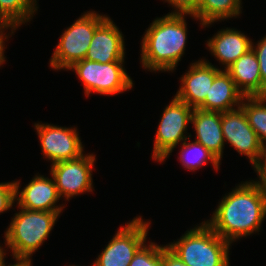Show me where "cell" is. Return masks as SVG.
<instances>
[{
	"label": "cell",
	"instance_id": "cell-1",
	"mask_svg": "<svg viewBox=\"0 0 266 266\" xmlns=\"http://www.w3.org/2000/svg\"><path fill=\"white\" fill-rule=\"evenodd\" d=\"M265 216L264 187L246 181L223 197L205 223L221 238L232 243L260 231Z\"/></svg>",
	"mask_w": 266,
	"mask_h": 266
},
{
	"label": "cell",
	"instance_id": "cell-2",
	"mask_svg": "<svg viewBox=\"0 0 266 266\" xmlns=\"http://www.w3.org/2000/svg\"><path fill=\"white\" fill-rule=\"evenodd\" d=\"M185 15L169 13L156 18L146 30L141 46L142 67L153 71H173L184 54L187 40Z\"/></svg>",
	"mask_w": 266,
	"mask_h": 266
},
{
	"label": "cell",
	"instance_id": "cell-3",
	"mask_svg": "<svg viewBox=\"0 0 266 266\" xmlns=\"http://www.w3.org/2000/svg\"><path fill=\"white\" fill-rule=\"evenodd\" d=\"M5 232V246L13 258H28L49 236L61 211H37L20 208Z\"/></svg>",
	"mask_w": 266,
	"mask_h": 266
},
{
	"label": "cell",
	"instance_id": "cell-4",
	"mask_svg": "<svg viewBox=\"0 0 266 266\" xmlns=\"http://www.w3.org/2000/svg\"><path fill=\"white\" fill-rule=\"evenodd\" d=\"M186 231L167 247L188 266H229L231 243L216 234L205 222Z\"/></svg>",
	"mask_w": 266,
	"mask_h": 266
},
{
	"label": "cell",
	"instance_id": "cell-5",
	"mask_svg": "<svg viewBox=\"0 0 266 266\" xmlns=\"http://www.w3.org/2000/svg\"><path fill=\"white\" fill-rule=\"evenodd\" d=\"M106 18L95 11L85 12L62 33L50 66L55 70H68L75 62L85 59L96 28Z\"/></svg>",
	"mask_w": 266,
	"mask_h": 266
},
{
	"label": "cell",
	"instance_id": "cell-6",
	"mask_svg": "<svg viewBox=\"0 0 266 266\" xmlns=\"http://www.w3.org/2000/svg\"><path fill=\"white\" fill-rule=\"evenodd\" d=\"M124 61L106 64L83 59L75 62L68 70H75L82 80L87 95L98 93L100 95H116L133 88V80L126 73Z\"/></svg>",
	"mask_w": 266,
	"mask_h": 266
},
{
	"label": "cell",
	"instance_id": "cell-7",
	"mask_svg": "<svg viewBox=\"0 0 266 266\" xmlns=\"http://www.w3.org/2000/svg\"><path fill=\"white\" fill-rule=\"evenodd\" d=\"M194 109L176 96L166 106L159 122L154 140L152 158L157 162L165 161L170 153L181 141L187 140L185 136L187 124L191 123Z\"/></svg>",
	"mask_w": 266,
	"mask_h": 266
},
{
	"label": "cell",
	"instance_id": "cell-8",
	"mask_svg": "<svg viewBox=\"0 0 266 266\" xmlns=\"http://www.w3.org/2000/svg\"><path fill=\"white\" fill-rule=\"evenodd\" d=\"M150 222L139 216L121 226L93 266H129L137 251L146 242Z\"/></svg>",
	"mask_w": 266,
	"mask_h": 266
},
{
	"label": "cell",
	"instance_id": "cell-9",
	"mask_svg": "<svg viewBox=\"0 0 266 266\" xmlns=\"http://www.w3.org/2000/svg\"><path fill=\"white\" fill-rule=\"evenodd\" d=\"M95 155H80L75 159L51 164L53 177L60 197L67 200L80 193L92 192V168Z\"/></svg>",
	"mask_w": 266,
	"mask_h": 266
},
{
	"label": "cell",
	"instance_id": "cell-10",
	"mask_svg": "<svg viewBox=\"0 0 266 266\" xmlns=\"http://www.w3.org/2000/svg\"><path fill=\"white\" fill-rule=\"evenodd\" d=\"M43 155L52 164L75 159L83 154V145L75 128L59 127L51 124H34Z\"/></svg>",
	"mask_w": 266,
	"mask_h": 266
},
{
	"label": "cell",
	"instance_id": "cell-11",
	"mask_svg": "<svg viewBox=\"0 0 266 266\" xmlns=\"http://www.w3.org/2000/svg\"><path fill=\"white\" fill-rule=\"evenodd\" d=\"M221 126L224 141L227 140L239 154L246 155L253 165L258 160L261 142L249 125L243 108L240 106L221 113Z\"/></svg>",
	"mask_w": 266,
	"mask_h": 266
},
{
	"label": "cell",
	"instance_id": "cell-12",
	"mask_svg": "<svg viewBox=\"0 0 266 266\" xmlns=\"http://www.w3.org/2000/svg\"><path fill=\"white\" fill-rule=\"evenodd\" d=\"M221 71L205 60L192 63L187 73L181 77L182 86L175 96L193 109L198 108L206 96H209L214 78Z\"/></svg>",
	"mask_w": 266,
	"mask_h": 266
},
{
	"label": "cell",
	"instance_id": "cell-13",
	"mask_svg": "<svg viewBox=\"0 0 266 266\" xmlns=\"http://www.w3.org/2000/svg\"><path fill=\"white\" fill-rule=\"evenodd\" d=\"M124 37L110 17L95 30L85 59L102 64L124 61Z\"/></svg>",
	"mask_w": 266,
	"mask_h": 266
},
{
	"label": "cell",
	"instance_id": "cell-14",
	"mask_svg": "<svg viewBox=\"0 0 266 266\" xmlns=\"http://www.w3.org/2000/svg\"><path fill=\"white\" fill-rule=\"evenodd\" d=\"M14 184L18 208L37 211H62L64 208L55 206L62 197L58 193L53 177L49 179L43 175H36L21 192H19L20 182L15 181Z\"/></svg>",
	"mask_w": 266,
	"mask_h": 266
},
{
	"label": "cell",
	"instance_id": "cell-15",
	"mask_svg": "<svg viewBox=\"0 0 266 266\" xmlns=\"http://www.w3.org/2000/svg\"><path fill=\"white\" fill-rule=\"evenodd\" d=\"M191 123L197 137L195 141L208 149L220 162L225 143L221 126V112L195 108Z\"/></svg>",
	"mask_w": 266,
	"mask_h": 266
},
{
	"label": "cell",
	"instance_id": "cell-16",
	"mask_svg": "<svg viewBox=\"0 0 266 266\" xmlns=\"http://www.w3.org/2000/svg\"><path fill=\"white\" fill-rule=\"evenodd\" d=\"M209 51L225 65L226 70L240 56L252 49V41L241 31L236 29H221L207 41Z\"/></svg>",
	"mask_w": 266,
	"mask_h": 266
},
{
	"label": "cell",
	"instance_id": "cell-17",
	"mask_svg": "<svg viewBox=\"0 0 266 266\" xmlns=\"http://www.w3.org/2000/svg\"><path fill=\"white\" fill-rule=\"evenodd\" d=\"M244 95L237 89L234 80L222 70L215 78L209 90V96L198 109L226 112L240 107Z\"/></svg>",
	"mask_w": 266,
	"mask_h": 266
},
{
	"label": "cell",
	"instance_id": "cell-18",
	"mask_svg": "<svg viewBox=\"0 0 266 266\" xmlns=\"http://www.w3.org/2000/svg\"><path fill=\"white\" fill-rule=\"evenodd\" d=\"M244 96H262V81L258 58L250 49L225 70Z\"/></svg>",
	"mask_w": 266,
	"mask_h": 266
},
{
	"label": "cell",
	"instance_id": "cell-19",
	"mask_svg": "<svg viewBox=\"0 0 266 266\" xmlns=\"http://www.w3.org/2000/svg\"><path fill=\"white\" fill-rule=\"evenodd\" d=\"M241 0H201L199 8L192 14L202 26L239 16Z\"/></svg>",
	"mask_w": 266,
	"mask_h": 266
},
{
	"label": "cell",
	"instance_id": "cell-20",
	"mask_svg": "<svg viewBox=\"0 0 266 266\" xmlns=\"http://www.w3.org/2000/svg\"><path fill=\"white\" fill-rule=\"evenodd\" d=\"M241 107L260 142H266V96H244Z\"/></svg>",
	"mask_w": 266,
	"mask_h": 266
},
{
	"label": "cell",
	"instance_id": "cell-21",
	"mask_svg": "<svg viewBox=\"0 0 266 266\" xmlns=\"http://www.w3.org/2000/svg\"><path fill=\"white\" fill-rule=\"evenodd\" d=\"M182 142L180 160L184 168L191 170H196L203 165H206L209 160L213 167L218 171L220 162L218 159L202 144L194 142Z\"/></svg>",
	"mask_w": 266,
	"mask_h": 266
},
{
	"label": "cell",
	"instance_id": "cell-22",
	"mask_svg": "<svg viewBox=\"0 0 266 266\" xmlns=\"http://www.w3.org/2000/svg\"><path fill=\"white\" fill-rule=\"evenodd\" d=\"M36 0H0L1 15L15 28L29 22L37 11Z\"/></svg>",
	"mask_w": 266,
	"mask_h": 266
},
{
	"label": "cell",
	"instance_id": "cell-23",
	"mask_svg": "<svg viewBox=\"0 0 266 266\" xmlns=\"http://www.w3.org/2000/svg\"><path fill=\"white\" fill-rule=\"evenodd\" d=\"M129 266H162V246L151 242L144 244L135 254Z\"/></svg>",
	"mask_w": 266,
	"mask_h": 266
},
{
	"label": "cell",
	"instance_id": "cell-24",
	"mask_svg": "<svg viewBox=\"0 0 266 266\" xmlns=\"http://www.w3.org/2000/svg\"><path fill=\"white\" fill-rule=\"evenodd\" d=\"M256 45L257 46L254 47L252 42V49L255 52L259 62L262 81V96H266V36L258 41Z\"/></svg>",
	"mask_w": 266,
	"mask_h": 266
},
{
	"label": "cell",
	"instance_id": "cell-25",
	"mask_svg": "<svg viewBox=\"0 0 266 266\" xmlns=\"http://www.w3.org/2000/svg\"><path fill=\"white\" fill-rule=\"evenodd\" d=\"M14 182L0 183V213L9 210L15 203Z\"/></svg>",
	"mask_w": 266,
	"mask_h": 266
},
{
	"label": "cell",
	"instance_id": "cell-26",
	"mask_svg": "<svg viewBox=\"0 0 266 266\" xmlns=\"http://www.w3.org/2000/svg\"><path fill=\"white\" fill-rule=\"evenodd\" d=\"M172 7H175L171 13L193 14L200 6L201 0H165Z\"/></svg>",
	"mask_w": 266,
	"mask_h": 266
},
{
	"label": "cell",
	"instance_id": "cell-27",
	"mask_svg": "<svg viewBox=\"0 0 266 266\" xmlns=\"http://www.w3.org/2000/svg\"><path fill=\"white\" fill-rule=\"evenodd\" d=\"M259 176V184L266 188V142L261 143L258 160L252 165Z\"/></svg>",
	"mask_w": 266,
	"mask_h": 266
},
{
	"label": "cell",
	"instance_id": "cell-28",
	"mask_svg": "<svg viewBox=\"0 0 266 266\" xmlns=\"http://www.w3.org/2000/svg\"><path fill=\"white\" fill-rule=\"evenodd\" d=\"M162 266H188L167 245L162 246Z\"/></svg>",
	"mask_w": 266,
	"mask_h": 266
},
{
	"label": "cell",
	"instance_id": "cell-29",
	"mask_svg": "<svg viewBox=\"0 0 266 266\" xmlns=\"http://www.w3.org/2000/svg\"><path fill=\"white\" fill-rule=\"evenodd\" d=\"M16 259L15 264H10L8 266H32L31 259L28 258H14ZM0 266H6L4 259L0 262Z\"/></svg>",
	"mask_w": 266,
	"mask_h": 266
},
{
	"label": "cell",
	"instance_id": "cell-30",
	"mask_svg": "<svg viewBox=\"0 0 266 266\" xmlns=\"http://www.w3.org/2000/svg\"><path fill=\"white\" fill-rule=\"evenodd\" d=\"M4 33H0V65H2L6 60L4 57V39H7V34L4 36Z\"/></svg>",
	"mask_w": 266,
	"mask_h": 266
},
{
	"label": "cell",
	"instance_id": "cell-31",
	"mask_svg": "<svg viewBox=\"0 0 266 266\" xmlns=\"http://www.w3.org/2000/svg\"><path fill=\"white\" fill-rule=\"evenodd\" d=\"M8 27L11 28L13 34L16 29L0 13V33H3L4 29H8Z\"/></svg>",
	"mask_w": 266,
	"mask_h": 266
},
{
	"label": "cell",
	"instance_id": "cell-32",
	"mask_svg": "<svg viewBox=\"0 0 266 266\" xmlns=\"http://www.w3.org/2000/svg\"><path fill=\"white\" fill-rule=\"evenodd\" d=\"M4 248L0 246V262L5 258L4 256L6 255V252H4Z\"/></svg>",
	"mask_w": 266,
	"mask_h": 266
},
{
	"label": "cell",
	"instance_id": "cell-33",
	"mask_svg": "<svg viewBox=\"0 0 266 266\" xmlns=\"http://www.w3.org/2000/svg\"><path fill=\"white\" fill-rule=\"evenodd\" d=\"M265 216H266V188L264 187Z\"/></svg>",
	"mask_w": 266,
	"mask_h": 266
}]
</instances>
